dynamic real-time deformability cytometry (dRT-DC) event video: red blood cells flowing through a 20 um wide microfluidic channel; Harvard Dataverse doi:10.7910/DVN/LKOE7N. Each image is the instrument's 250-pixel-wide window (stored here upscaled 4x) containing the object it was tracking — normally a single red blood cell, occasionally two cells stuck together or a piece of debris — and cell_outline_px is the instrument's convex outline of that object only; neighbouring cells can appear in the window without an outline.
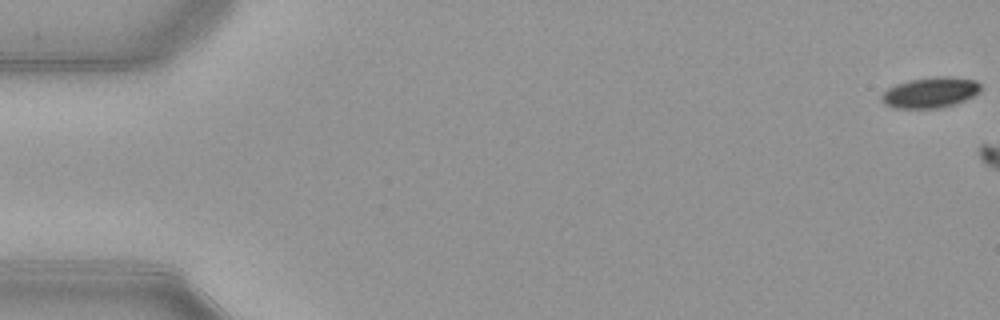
{"species": "common noctule bat (a hibernating species)", "species_latin": "Nyctalus noctula", "temperature_condition": "warm", "stored_images_in_passage": 4, "camera_frame_rate_fps": 3000, "um_per_image_px": 0.085, "animal": {"sex": "female", "body_mass_g": 21.9}, "frame": {"image": 1, "passage_image": 1, "time_ms": 0.0, "image_size_px": [1000, 320], "cell_outline_px": [[980, 92], [956, 104], [940, 108], [892, 108], [884, 104], [880, 100], [880, 96], [888, 88], [896, 84], [912, 80], [936, 76], [948, 76], [976, 80], [980, 84]], "centroid_in_image_um": [79.06, 7.87], "position_along_channel_um": 5.9, "area_um2": 17.74}}